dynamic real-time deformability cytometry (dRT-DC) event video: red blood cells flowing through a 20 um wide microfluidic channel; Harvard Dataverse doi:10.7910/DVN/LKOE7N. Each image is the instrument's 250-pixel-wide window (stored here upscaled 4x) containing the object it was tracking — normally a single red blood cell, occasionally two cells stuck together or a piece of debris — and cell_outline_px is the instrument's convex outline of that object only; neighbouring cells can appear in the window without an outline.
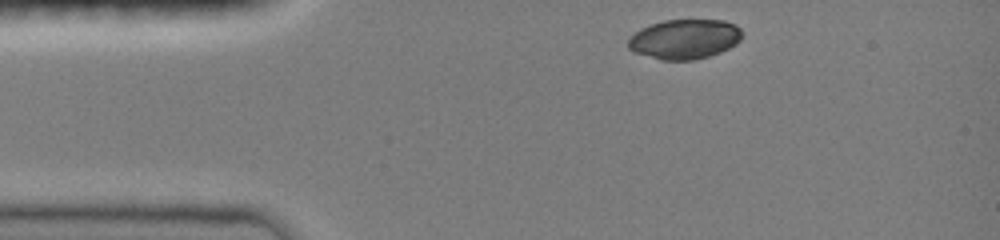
{"species": "common noctule bat (a hibernating species)", "species_latin": "Nyctalus noctula", "temperature_condition": "room temperature", "stored_images_in_passage": 7, "camera_frame_rate_fps": 3000, "um_per_image_px": 0.085, "animal": {"sex": "female", "body_mass_g": 19.0, "forearm_length_mm": 51.5}, "frame": {"image": 1, "passage_image": 1, "time_ms": 0.0, "image_size_px": [1000, 240], "cell_outline_px": [[744, 36], [736, 44], [720, 52], [708, 56], [692, 60], [660, 60], [632, 52], [628, 48], [628, 40], [640, 28], [664, 20], [724, 20], [736, 24], [740, 28]], "centroid_in_image_um": [58.2, 3.32], "position_along_channel_um": 26.8, "area_um2": 26.53}}
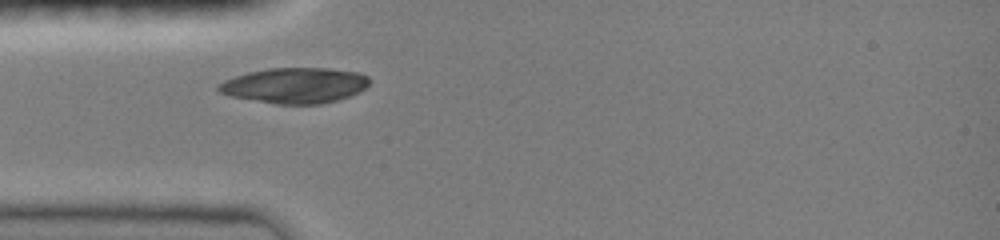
{"frame": {"image": 2, "passage_image": 5, "time_ms": 2.0, "image_size_px": [1000, 240], "cell_outline_px": [[372, 80], [360, 92], [336, 100], [320, 104], [276, 104], [228, 96], [220, 92], [216, 88], [216, 84], [224, 80], [248, 72], [268, 68], [328, 68], [360, 72], [368, 76]], "centroid_in_image_um": [25.05, 7.26], "position_along_channel_um": 59.9, "area_um2": 31.44}}
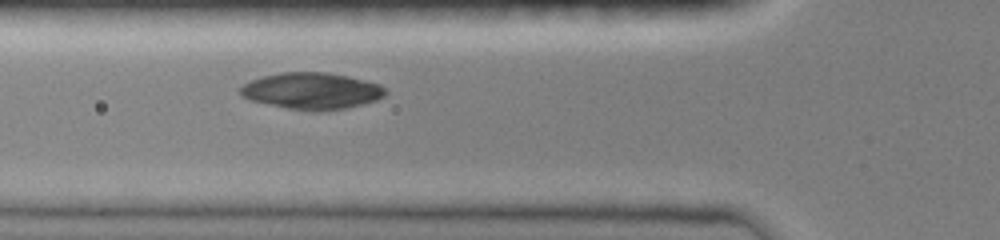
{"frame": {"image": 3, "passage_image": 7, "time_ms": 3.0, "image_size_px": [1000, 240], "cell_outline_px": [[388, 92], [384, 96], [376, 100], [344, 108], [320, 112], [312, 112], [288, 108], [248, 100], [240, 96], [240, 88], [244, 84], [252, 80], [264, 76], [280, 72], [324, 72], [364, 80], [380, 84]], "centroid_in_image_um": [26.47, 7.74], "position_along_channel_um": 99.3, "area_um2": 30.81}}